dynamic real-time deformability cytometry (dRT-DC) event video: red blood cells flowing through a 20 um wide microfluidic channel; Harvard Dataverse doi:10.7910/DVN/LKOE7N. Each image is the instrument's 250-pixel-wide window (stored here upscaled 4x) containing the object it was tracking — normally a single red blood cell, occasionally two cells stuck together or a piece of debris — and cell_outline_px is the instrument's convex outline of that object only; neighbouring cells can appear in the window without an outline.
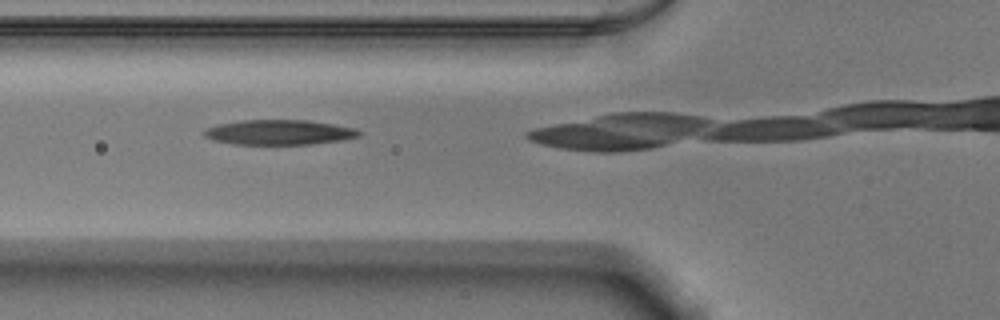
{"species": "Egyptian fruit bat (a non-hibernating species)", "species_latin": "Rousettus aegyptiacus", "temperature_condition": "warm", "stored_images_in_passage": 6, "camera_frame_rate_fps": 3000, "um_per_image_px": 0.085, "animal": {"sex": "male"}, "frame": {"image": 1, "passage_image": 3, "time_ms": 0.667, "image_size_px": [1000, 320], "cell_outline_px": [[364, 132], [360, 136], [340, 140], [308, 144], [232, 144], [212, 140], [204, 136], [200, 132], [204, 128], [220, 124], [240, 120], [308, 120], [356, 128]], "centroid_in_image_um": [23.69, 11.24], "position_along_channel_um": 102.1, "area_um2": 22.66}}